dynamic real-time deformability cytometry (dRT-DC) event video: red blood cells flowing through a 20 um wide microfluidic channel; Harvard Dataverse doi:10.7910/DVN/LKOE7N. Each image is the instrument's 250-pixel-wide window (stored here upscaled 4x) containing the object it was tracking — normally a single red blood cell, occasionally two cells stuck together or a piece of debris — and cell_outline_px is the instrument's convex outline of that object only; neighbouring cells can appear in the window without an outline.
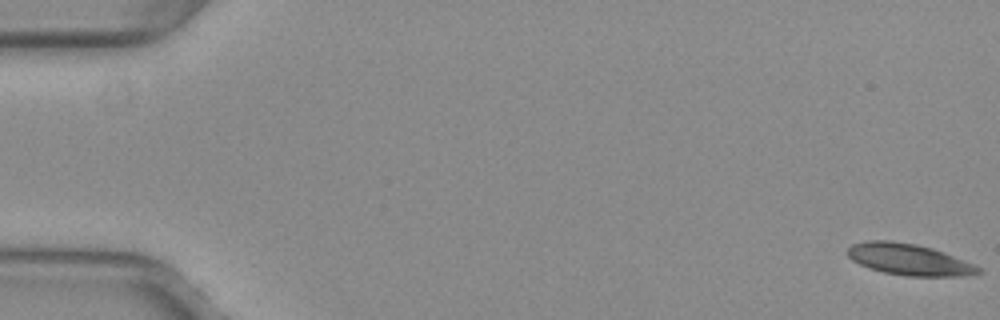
{"species": "common noctule bat (a hibernating species)", "species_latin": "Nyctalus noctula", "temperature_condition": "warm", "stored_images_in_passage": 52, "camera_frame_rate_fps": 3000, "um_per_image_px": 0.085, "animal": {"sex": "female", "body_mass_g": 29.2, "forearm_length_mm": 56.3}, "frame": {"image": 1, "passage_image": 1, "time_ms": 0.0, "image_size_px": [1000, 320], "cell_outline_px": [[984, 272], [968, 276], [908, 276], [884, 272], [868, 268], [852, 260], [848, 256], [848, 248], [852, 244], [868, 240], [888, 240], [916, 244], [932, 248], [944, 252], [964, 260], [980, 268]], "centroid_in_image_um": [77.27, 22.06], "position_along_channel_um": 7.7, "area_um2": 23.87}}
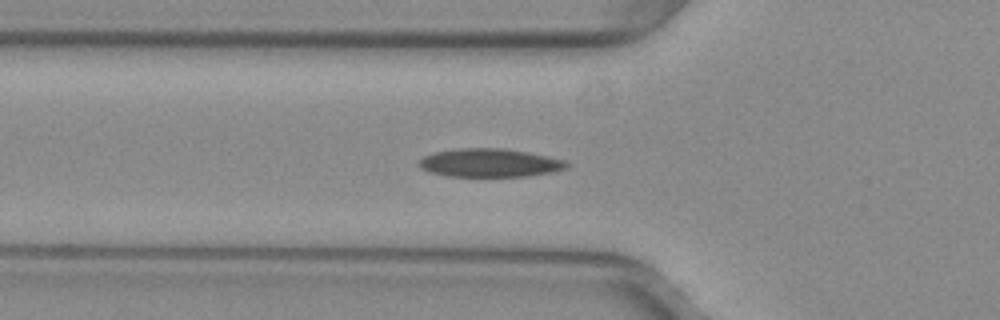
{"frame": {"image": 2, "passage_image": 19, "time_ms": 6.0, "image_size_px": [1000, 320], "cell_outline_px": [[572, 164], [568, 168], [552, 172], [528, 176], [448, 176], [428, 172], [420, 168], [420, 160], [424, 156], [436, 152], [460, 148], [504, 148], [528, 152], [548, 156], [564, 160]], "centroid_in_image_um": [41.67, 13.84], "position_along_channel_um": 84.1, "area_um2": 24.45}}
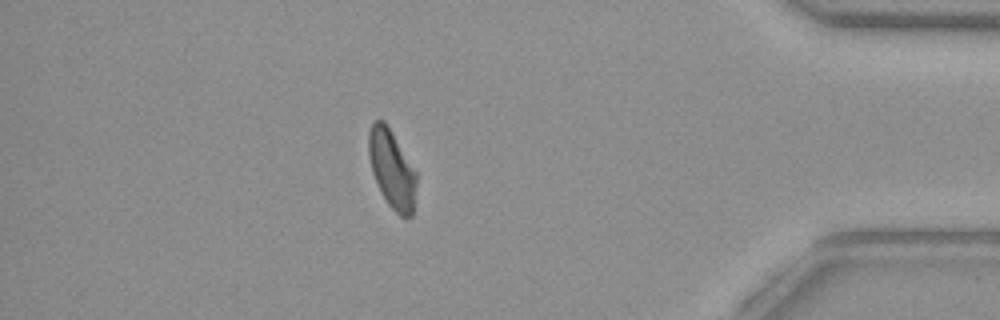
{"frame": {"image": 3, "passage_image": 46, "time_ms": 15.0, "image_size_px": [1000, 320], "cell_outline_px": [[416, 184], [412, 216], [400, 216], [388, 204], [380, 192], [372, 172], [368, 156], [368, 132], [372, 124], [376, 120], [384, 120], [392, 132], [416, 172]], "centroid_in_image_um": [33.28, 14.36], "position_along_channel_um": 401.9, "area_um2": 21.62}, "authors_computed_cell_mechanics": {"area_um2": 23.7847, "velocity_mm_per_s": 3.9809, "shape_relaxation_time_tau1_ms": null, "shape_relaxation_time_tau2_ms": 5.9154, "deformation_change_tau1": null, "deformation_change_tau2": 0.1174}}